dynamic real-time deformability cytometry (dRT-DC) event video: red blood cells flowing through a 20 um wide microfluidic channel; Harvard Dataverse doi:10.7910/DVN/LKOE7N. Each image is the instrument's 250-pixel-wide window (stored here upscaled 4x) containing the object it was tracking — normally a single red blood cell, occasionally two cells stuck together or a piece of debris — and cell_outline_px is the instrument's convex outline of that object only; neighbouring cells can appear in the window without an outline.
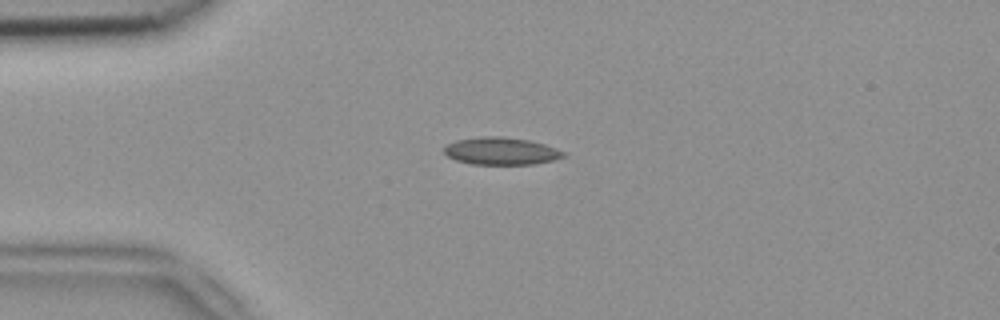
{"species": "common noctule bat (a hibernating species)", "species_latin": "Nyctalus noctula", "temperature_condition": "room temperature", "stored_images_in_passage": 42, "camera_frame_rate_fps": 3000, "um_per_image_px": 0.085, "animal": {"sex": "female", "body_mass_g": 18.4}, "frame": {"image": 1, "passage_image": 3, "time_ms": 0.667, "image_size_px": [1000, 320], "cell_outline_px": [[564, 156], [552, 160], [532, 164], [472, 164], [456, 160], [448, 156], [444, 152], [444, 148], [448, 144], [456, 140], [480, 136], [504, 136], [528, 140], [544, 144], [556, 148], [564, 152]], "centroid_in_image_um": [42.57, 12.83], "position_along_channel_um": 42.4, "area_um2": 18.9}}
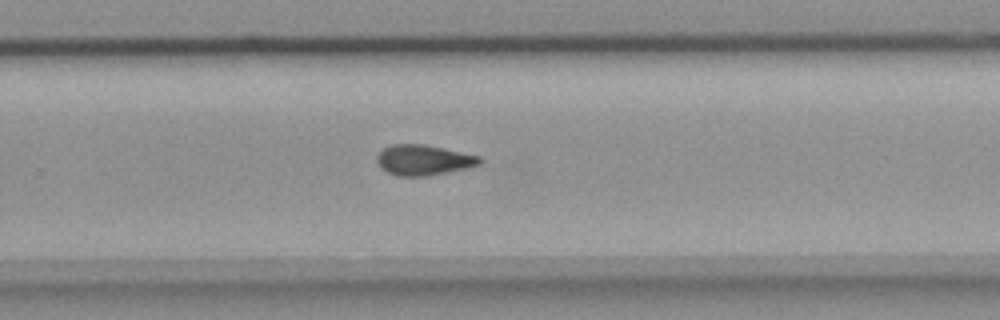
{"frame": {"image": 2, "passage_image": 24, "time_ms": 7.667, "image_size_px": [1000, 320], "cell_outline_px": [[484, 160], [480, 164], [468, 168], [428, 176], [396, 176], [380, 168], [376, 160], [376, 156], [384, 148], [392, 144], [424, 144], [480, 156]], "centroid_in_image_um": [36.0, 13.61], "position_along_channel_um": 293.8, "area_um2": 18.32}}
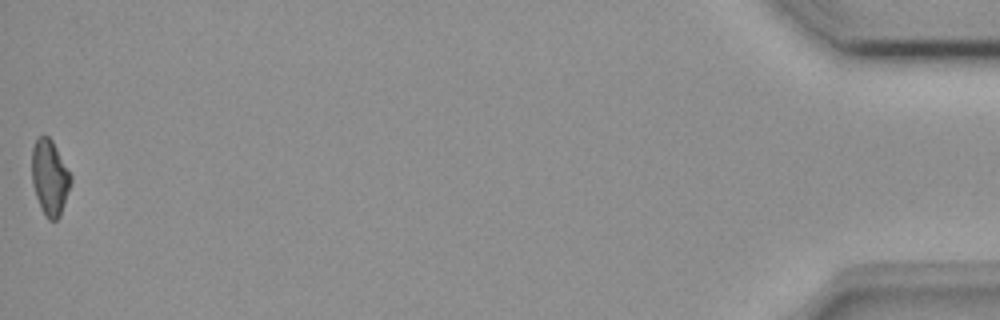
{"frame": {"image": 3, "passage_image": 42, "time_ms": 13.667, "image_size_px": [1000, 320], "cell_outline_px": [[72, 180], [60, 216], [56, 220], [48, 220], [36, 196], [32, 184], [32, 148], [36, 140], [40, 136], [48, 136], [52, 140], [72, 176]], "centroid_in_image_um": [4.23, 15.07], "position_along_channel_um": 431.0, "area_um2": 16.88}, "authors_computed_cell_mechanics": {"area_um2": 18.1781, "velocity_mm_per_s": 3.9253, "shape_relaxation_time_tau1_ms": null, "shape_relaxation_time_tau2_ms": 4.9682, "deformation_change_tau1": null, "deformation_change_tau2": 0.1314}}